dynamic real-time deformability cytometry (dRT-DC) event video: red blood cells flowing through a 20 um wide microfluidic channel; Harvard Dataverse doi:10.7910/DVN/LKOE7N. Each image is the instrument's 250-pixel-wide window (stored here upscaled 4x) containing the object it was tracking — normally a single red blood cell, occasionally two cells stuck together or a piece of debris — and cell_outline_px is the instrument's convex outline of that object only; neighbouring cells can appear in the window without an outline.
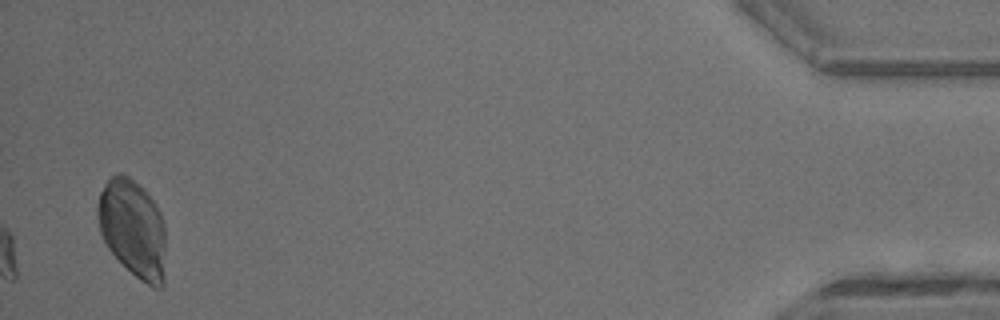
{"species": "common noctule bat (a hibernating species)", "species_latin": "Nyctalus noctula", "temperature_condition": "warm", "stored_images_in_passage": 43, "segment_of_instrument_passage": [3, 3], "camera_frame_rate_fps": 3000, "um_per_image_px": 0.085, "animal": {"sex": "male", "body_mass_g": 13.3}, "frame": {"image": 1, "passage_image": 43, "time_ms": 14.0, "image_size_px": [1000, 320], "cell_outline_px": [[164, 284], [160, 288], [152, 288], [140, 280], [108, 248], [100, 232], [96, 212], [96, 208], [100, 192], [108, 180], [116, 172], [120, 172], [128, 176], [144, 188], [156, 204], [160, 212], [164, 224]], "centroid_in_image_um": [11.29, 19.4], "position_along_channel_um": 423.9, "area_um2": 38.78}}